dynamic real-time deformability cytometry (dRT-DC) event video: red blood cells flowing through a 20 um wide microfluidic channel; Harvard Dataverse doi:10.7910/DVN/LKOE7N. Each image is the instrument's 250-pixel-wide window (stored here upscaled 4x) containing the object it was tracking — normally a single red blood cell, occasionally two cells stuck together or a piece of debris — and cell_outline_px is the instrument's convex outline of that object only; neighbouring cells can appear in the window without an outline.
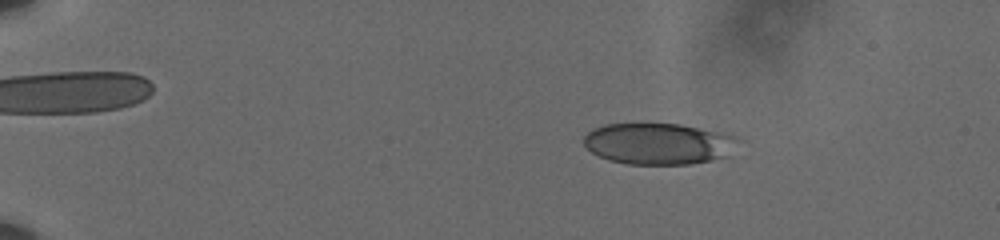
{"species": "human", "species_latin": "Homo sapiens", "temperature_condition": "cold", "stored_images_in_passage": 56, "camera_frame_rate_fps": 3000, "um_per_image_px": 0.085, "donor": {"sex": "male"}, "frame": {"image": 1, "passage_image": 12, "time_ms": 3.667, "image_size_px": [1000, 240], "cell_outline_px": [[744, 140], [732, 156], [712, 160], [688, 164], [628, 164], [608, 160], [592, 152], [584, 144], [584, 136], [592, 128], [604, 124], [680, 124], [732, 132]], "centroid_in_image_um": [56.15, 12.2], "position_along_channel_um": 28.8, "area_um2": 38.32}}
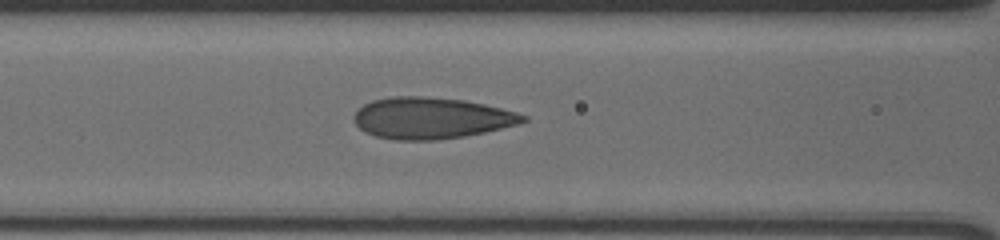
{"frame": {"image": 2, "passage_image": 29, "time_ms": 9.333, "image_size_px": [1000, 240], "cell_outline_px": [[528, 120], [520, 124], [484, 132], [464, 136], [436, 140], [396, 140], [376, 136], [364, 132], [352, 120], [352, 116], [364, 104], [372, 100], [396, 96], [420, 96], [464, 100], [484, 104], [516, 112], [528, 116]], "centroid_in_image_um": [36.65, 10.04], "position_along_channel_um": 129.9, "area_um2": 40.75}}
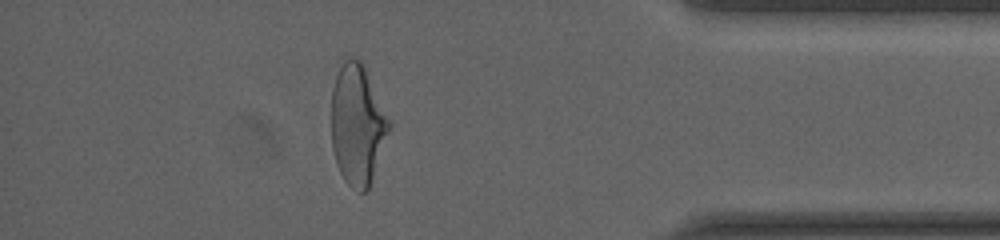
{"frame": {"image": 3, "passage_image": 50, "time_ms": 16.333, "image_size_px": [1000, 240], "cell_outline_px": [[392, 124], [368, 188], [364, 192], [360, 192], [352, 188], [344, 180], [336, 164], [332, 148], [332, 88], [336, 76], [344, 60], [352, 56], [360, 60], [392, 120]], "centroid_in_image_um": [30.39, 10.59], "position_along_channel_um": 404.8, "area_um2": 40.34}, "authors_computed_cell_mechanics": {"area_um2": 39.3907, "velocity_mm_per_s": 3.6773, "shape_relaxation_time_tau1_ms": 3.0265, "shape_relaxation_time_tau2_ms": 0.7518, "deformation_change_tau1": 0.1415, "deformation_change_tau2": 0.0684}}